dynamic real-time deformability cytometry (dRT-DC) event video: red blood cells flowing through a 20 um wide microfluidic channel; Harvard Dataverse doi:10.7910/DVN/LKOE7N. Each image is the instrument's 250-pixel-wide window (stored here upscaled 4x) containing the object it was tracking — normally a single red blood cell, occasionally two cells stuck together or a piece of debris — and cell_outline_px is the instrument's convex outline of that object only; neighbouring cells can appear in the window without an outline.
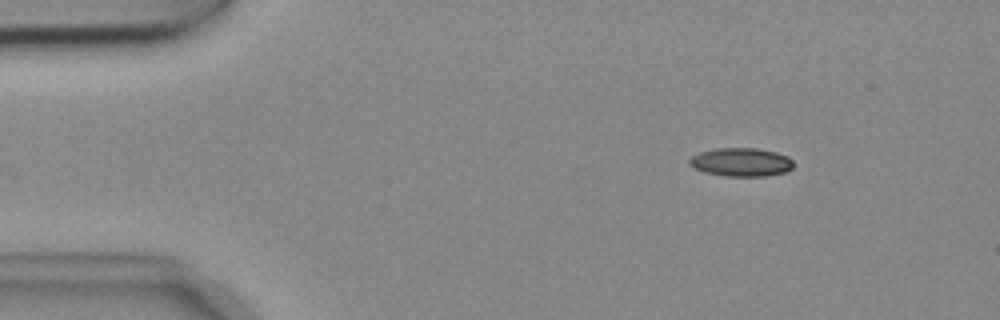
{"species": "common noctule bat (a hibernating species)", "species_latin": "Nyctalus noctula", "temperature_condition": "cold", "stored_images_in_passage": 50, "camera_frame_rate_fps": 3000, "um_per_image_px": 0.085, "animal": {"sex": "female", "body_mass_g": 18.4}, "frame": {"image": 1, "passage_image": 3, "time_ms": 0.667, "image_size_px": [1000, 320], "cell_outline_px": [[792, 168], [788, 172], [768, 176], [724, 176], [704, 172], [692, 168], [688, 164], [688, 160], [692, 156], [700, 152], [716, 148], [756, 148], [776, 152], [788, 156], [792, 160]], "centroid_in_image_um": [62.98, 13.79], "position_along_channel_um": 22.0, "area_um2": 17.51}}
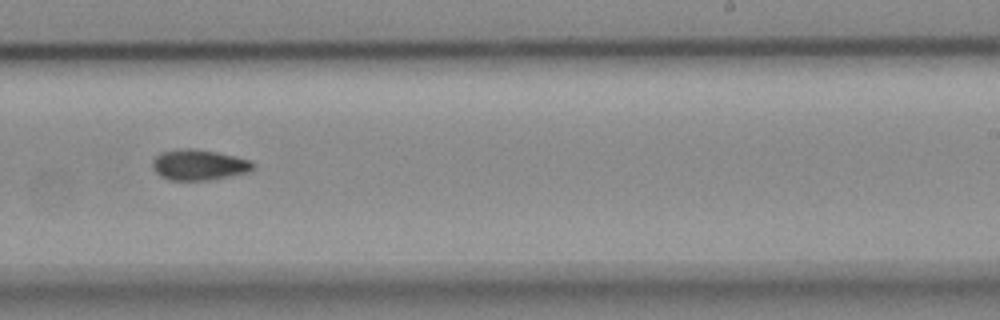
{"frame": {"image": 2, "passage_image": 29, "time_ms": 9.333, "image_size_px": [1000, 320], "cell_outline_px": [[256, 168], [252, 172], [208, 180], [168, 180], [160, 176], [152, 168], [152, 160], [160, 152], [176, 148], [192, 148], [216, 152], [236, 156], [252, 160], [256, 164]], "centroid_in_image_um": [16.94, 14.01], "position_along_channel_um": 272.1, "area_um2": 18.44}}
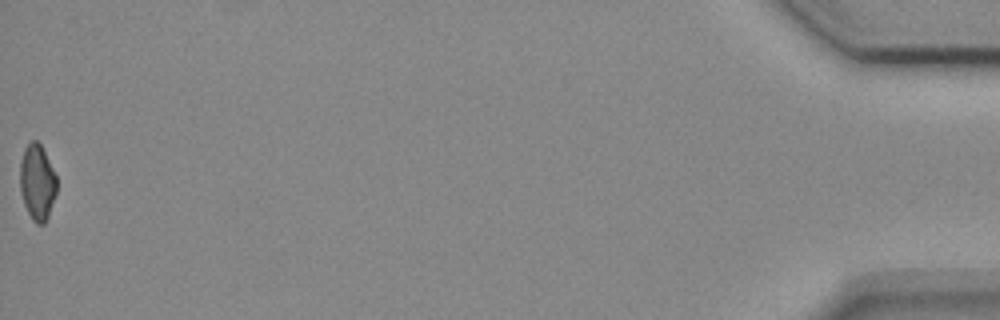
{"frame": {"image": 3, "passage_image": 50, "time_ms": 16.333, "image_size_px": [1000, 320], "cell_outline_px": [[56, 192], [48, 216], [44, 224], [36, 224], [32, 220], [24, 204], [20, 192], [20, 160], [24, 148], [32, 140], [36, 140], [40, 144], [56, 176]], "centroid_in_image_um": [3.14, 15.5], "position_along_channel_um": 432.1, "area_um2": 16.07}, "authors_computed_cell_mechanics": {"area_um2": 17.5423, "velocity_mm_per_s": 3.7272, "shape_relaxation_time_tau1_ms": null, "shape_relaxation_time_tau2_ms": 8.1958, "deformation_change_tau1": null, "deformation_change_tau2": 0.1395}}